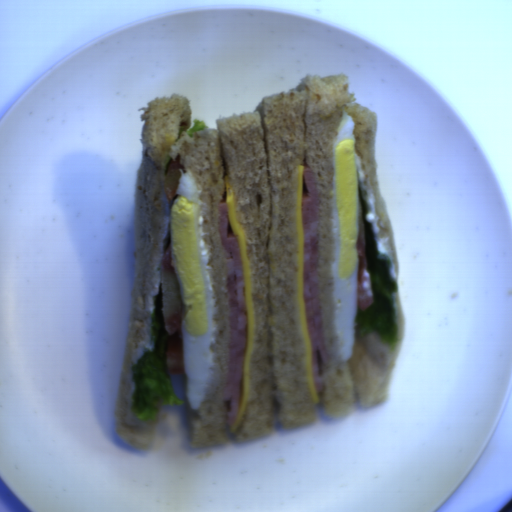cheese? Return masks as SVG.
I'll return each instance as SVG.
<instances>
[{
	"label": "cheese",
	"mask_w": 512,
	"mask_h": 512,
	"mask_svg": "<svg viewBox=\"0 0 512 512\" xmlns=\"http://www.w3.org/2000/svg\"><path fill=\"white\" fill-rule=\"evenodd\" d=\"M224 200L227 204L228 222L236 238L239 248L244 279V294L247 318V323L245 326L246 348L244 354L243 375L240 379V408L234 424L230 426V431L234 434L243 424L248 405L251 363L256 352V307L251 286L249 256L246 246L245 233L239 221L234 190L227 181L224 190Z\"/></svg>",
	"instance_id": "obj_1"
},
{
	"label": "cheese",
	"mask_w": 512,
	"mask_h": 512,
	"mask_svg": "<svg viewBox=\"0 0 512 512\" xmlns=\"http://www.w3.org/2000/svg\"><path fill=\"white\" fill-rule=\"evenodd\" d=\"M303 171L304 166L298 165V186H297V208H296V230H297V251L296 261L298 265V295H299V314L301 322L302 337L306 348L305 368L307 376L308 389L313 402H319L316 386L313 377L311 363V341L308 333L303 276H304V228H303Z\"/></svg>",
	"instance_id": "obj_2"
}]
</instances>
